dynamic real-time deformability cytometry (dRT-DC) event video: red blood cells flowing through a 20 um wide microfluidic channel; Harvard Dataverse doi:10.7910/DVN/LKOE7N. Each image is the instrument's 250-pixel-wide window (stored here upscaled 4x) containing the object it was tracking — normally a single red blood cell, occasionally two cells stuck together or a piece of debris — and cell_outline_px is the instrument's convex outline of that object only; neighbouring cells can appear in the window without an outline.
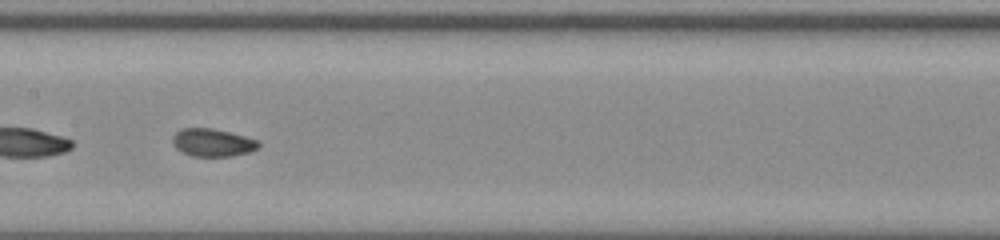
{"species": "common noctule bat (a hibernating species)", "species_latin": "Nyctalus noctula", "temperature_condition": "room temperature", "stored_images_in_passage": 38, "camera_frame_rate_fps": 3000, "um_per_image_px": 0.085, "animal": {"sex": "male", "body_mass_g": 20.0, "forearm_length_mm": 53.3}, "frame": {"image": 1, "passage_image": 12, "time_ms": 3.667, "image_size_px": [1000, 240], "cell_outline_px": [[260, 148], [248, 152], [232, 156], [192, 156], [176, 148], [172, 140], [172, 136], [180, 128], [212, 128], [244, 136], [256, 140], [260, 144]], "centroid_in_image_um": [18.06, 12.11], "position_along_channel_um": 189.3, "area_um2": 13.81}}
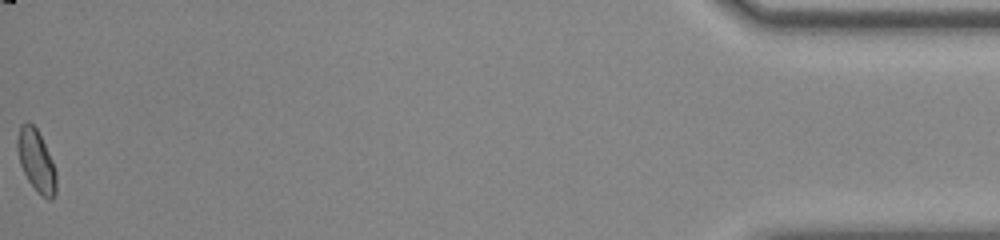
{"frame": {"image": 2, "passage_image": 38, "time_ms": 12.333, "image_size_px": [1000, 240], "cell_outline_px": [[56, 192], [52, 200], [48, 200], [28, 180], [20, 164], [16, 148], [16, 140], [20, 124], [24, 120], [28, 120], [36, 128], [52, 160], [56, 172]], "centroid_in_image_um": [3.06, 13.61], "position_along_channel_um": 432.1, "area_um2": 13.93}, "authors_computed_cell_mechanics": {"area_um2": 13.8142, "velocity_mm_per_s": 3.8102, "shape_relaxation_time_tau1_ms": 6.1394, "shape_relaxation_time_tau2_ms": 1.1307, "deformation_change_tau1": 0.135, "deformation_change_tau2": 0.0437}}